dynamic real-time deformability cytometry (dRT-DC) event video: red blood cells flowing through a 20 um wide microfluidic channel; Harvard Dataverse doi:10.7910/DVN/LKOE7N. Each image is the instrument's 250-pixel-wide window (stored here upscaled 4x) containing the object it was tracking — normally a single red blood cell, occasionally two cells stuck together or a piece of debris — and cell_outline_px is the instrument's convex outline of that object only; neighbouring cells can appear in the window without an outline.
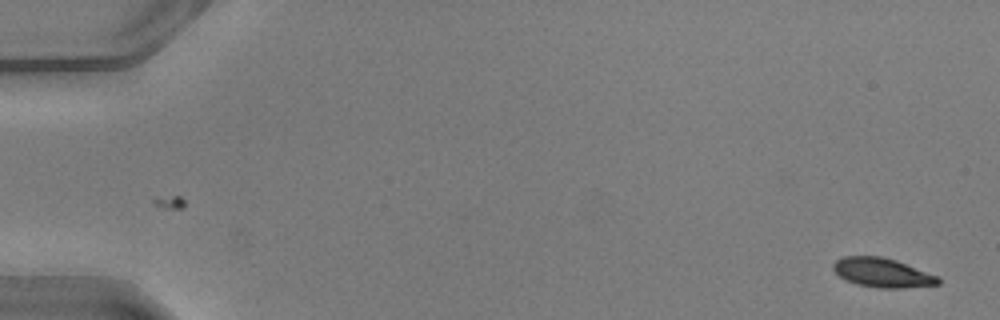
{"species": "common noctule bat (a hibernating species)", "species_latin": "Nyctalus noctula", "temperature_condition": "warm", "stored_images_in_passage": 50, "camera_frame_rate_fps": 3000, "um_per_image_px": 0.085, "animal": {"sex": "male", "body_mass_g": 20.5, "forearm_length_mm": 52.5}, "frame": {"image": 1, "passage_image": 1, "time_ms": 0.0, "image_size_px": [1000, 320], "cell_outline_px": [[940, 284], [900, 288], [880, 288], [856, 284], [844, 280], [832, 268], [832, 264], [836, 260], [844, 256], [880, 256], [896, 260], [940, 276]], "centroid_in_image_um": [75.0, 23.17], "position_along_channel_um": 10.0, "area_um2": 17.98}}
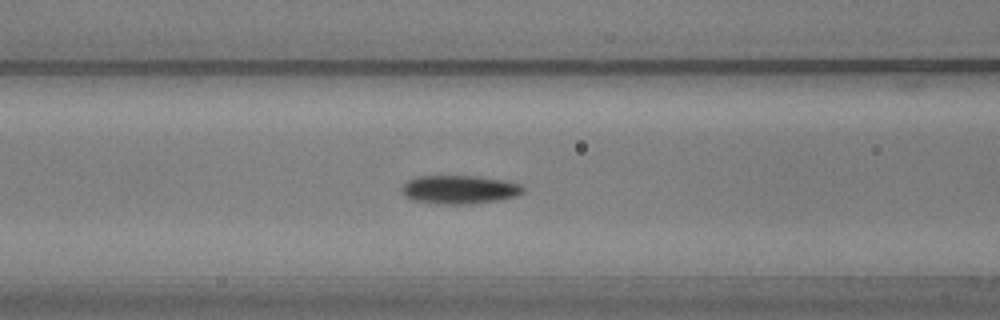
{"frame": {"image": 2, "passage_image": 21, "time_ms": 6.667, "image_size_px": [1000, 320], "cell_outline_px": [[524, 192], [516, 196], [496, 200], [464, 204], [436, 204], [412, 200], [404, 196], [400, 188], [408, 180], [416, 176], [480, 176], [504, 180], [520, 184], [524, 188]], "centroid_in_image_um": [39.02, 16.1], "position_along_channel_um": 127.6, "area_um2": 20.23}}
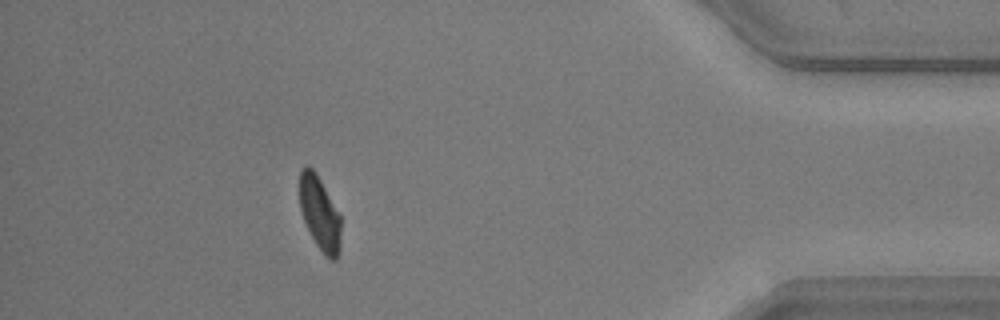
{"frame": {"image": 3, "passage_image": 45, "time_ms": 14.667, "image_size_px": [1000, 320], "cell_outline_px": [[340, 252], [336, 260], [332, 260], [316, 244], [304, 220], [300, 208], [300, 172], [304, 164], [308, 164], [316, 172], [340, 216]], "centroid_in_image_um": [27.17, 18.09], "position_along_channel_um": 408.0, "area_um2": 17.4}, "authors_computed_cell_mechanics": {"area_um2": 19.074, "velocity_mm_per_s": 4.064, "shape_relaxation_time_tau1_ms": 1.6484, "shape_relaxation_time_tau2_ms": 3.1827, "deformation_change_tau1": 0.12, "deformation_change_tau2": 0.0663}}